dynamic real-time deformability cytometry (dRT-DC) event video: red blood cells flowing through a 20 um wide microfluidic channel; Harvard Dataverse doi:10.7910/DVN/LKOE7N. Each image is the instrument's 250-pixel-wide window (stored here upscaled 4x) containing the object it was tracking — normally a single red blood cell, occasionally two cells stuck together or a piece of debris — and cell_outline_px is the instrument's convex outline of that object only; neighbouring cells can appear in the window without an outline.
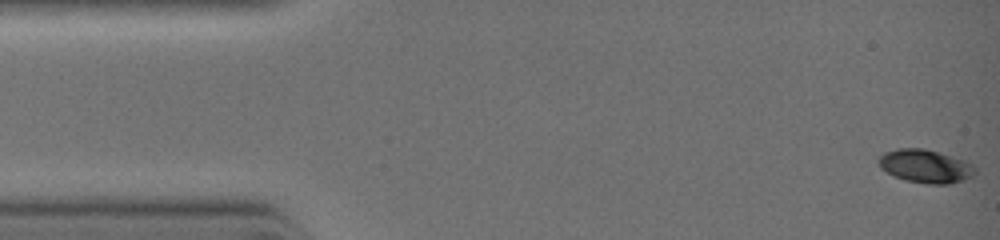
{"species": "common noctule bat (a hibernating species)", "species_latin": "Nyctalus noctula", "temperature_condition": "warm", "stored_images_in_passage": 42, "camera_frame_rate_fps": 3000, "um_per_image_px": 0.085, "animal": {"sex": "female", "body_mass_g": 19.0, "forearm_length_mm": 51.5}, "frame": {"image": 1, "passage_image": 1, "time_ms": 0.0, "image_size_px": [1000, 240], "cell_outline_px": [[976, 172], [972, 176], [948, 184], [928, 184], [908, 180], [896, 176], [888, 172], [880, 164], [880, 156], [888, 152], [900, 148], [924, 148], [960, 160], [968, 164]], "centroid_in_image_um": [78.65, 14.13], "position_along_channel_um": 6.4, "area_um2": 17.63}}
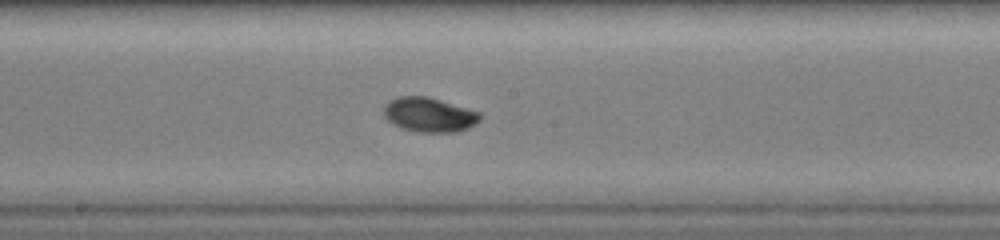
{"frame": {"image": 2, "passage_image": 21, "time_ms": 5.667, "image_size_px": [1000, 240], "cell_outline_px": [[480, 120], [468, 128], [456, 132], [420, 132], [400, 128], [388, 120], [384, 116], [384, 104], [388, 100], [396, 96], [428, 96], [480, 112]], "centroid_in_image_um": [36.45, 9.74], "position_along_channel_um": 211.8, "area_um2": 19.42}}
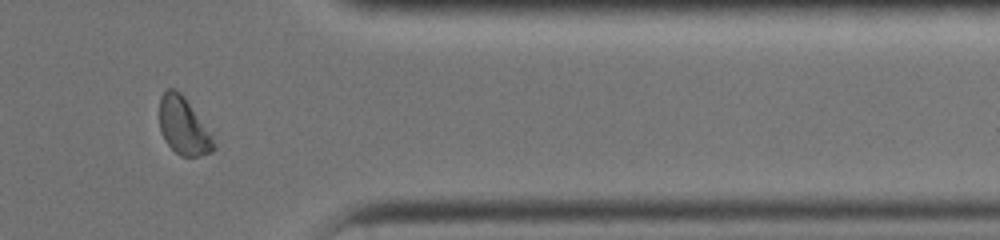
{"frame": {"image": 3, "passage_image": 34, "time_ms": 9.0, "image_size_px": [1000, 240], "cell_outline_px": [[216, 148], [212, 152], [200, 156], [180, 156], [168, 144], [160, 128], [160, 96], [168, 88], [176, 88], [184, 96], [216, 144]], "centroid_in_image_um": [15.58, 10.72], "position_along_channel_um": 395.8, "area_um2": 17.63}}